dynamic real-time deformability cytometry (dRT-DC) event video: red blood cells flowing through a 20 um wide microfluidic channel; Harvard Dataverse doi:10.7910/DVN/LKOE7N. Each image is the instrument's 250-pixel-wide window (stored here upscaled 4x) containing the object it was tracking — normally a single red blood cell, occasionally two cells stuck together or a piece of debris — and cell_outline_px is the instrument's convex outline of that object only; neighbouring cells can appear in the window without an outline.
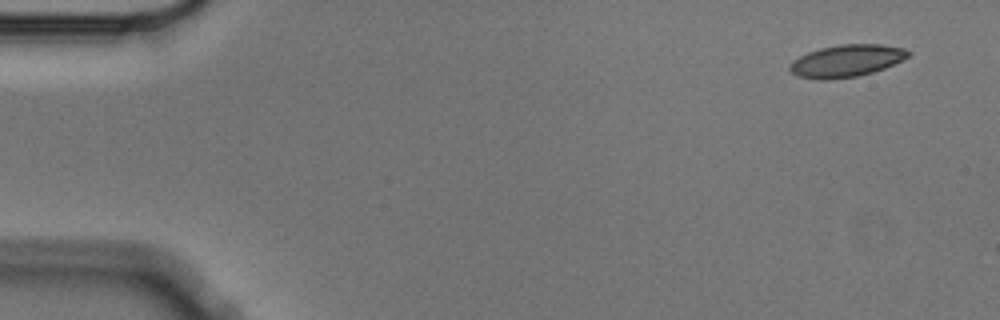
{"species": "Egyptian fruit bat (a non-hibernating species)", "species_latin": "Rousettus aegyptiacus", "temperature_condition": "cold", "stored_images_in_passage": 5, "camera_frame_rate_fps": 3000, "um_per_image_px": 0.085, "animal": {"sex": "male"}, "frame": {"image": 1, "passage_image": 1, "time_ms": 0.0, "image_size_px": [1000, 320], "cell_outline_px": [[912, 52], [908, 56], [884, 68], [872, 72], [856, 76], [828, 80], [816, 80], [796, 76], [788, 68], [792, 60], [808, 52], [820, 48], [840, 44], [880, 44], [904, 48]], "centroid_in_image_um": [71.9, 5.17], "position_along_channel_um": 13.1, "area_um2": 22.2}}
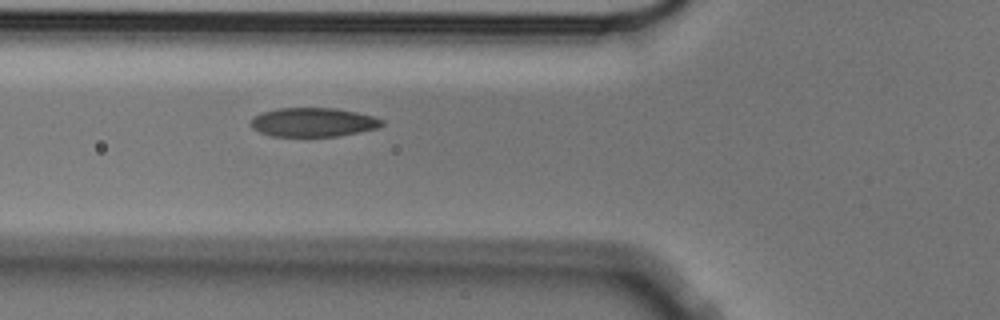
{"frame": {"image": 2, "passage_image": 5, "time_ms": 1.333, "image_size_px": [1000, 320], "cell_outline_px": [[384, 124], [380, 128], [360, 132], [336, 136], [272, 136], [260, 132], [252, 128], [248, 124], [252, 116], [260, 112], [276, 108], [336, 108], [356, 112], [372, 116], [384, 120]], "centroid_in_image_um": [26.59, 10.38], "position_along_channel_um": 99.2, "area_um2": 22.43}}